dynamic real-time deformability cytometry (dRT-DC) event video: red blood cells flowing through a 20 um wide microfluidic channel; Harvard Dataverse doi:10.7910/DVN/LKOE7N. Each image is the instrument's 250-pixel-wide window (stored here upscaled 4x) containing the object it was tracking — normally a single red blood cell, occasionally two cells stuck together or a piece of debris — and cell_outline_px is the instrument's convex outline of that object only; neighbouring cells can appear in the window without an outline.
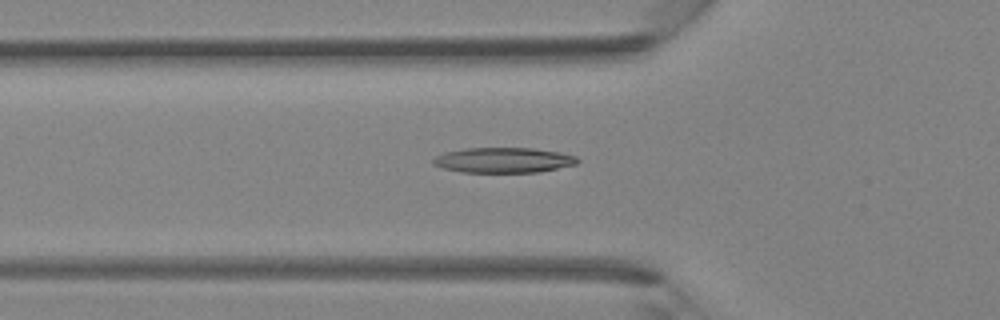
{"species": "Egyptian fruit bat (a non-hibernating species)", "species_latin": "Rousettus aegyptiacus", "temperature_condition": "room temperature", "stored_images_in_passage": 34, "camera_frame_rate_fps": 3000, "um_per_image_px": 0.085, "animal": {"sex": "female"}, "frame": {"image": 1, "passage_image": 7, "time_ms": 2.0, "image_size_px": [1000, 320], "cell_outline_px": [[580, 160], [576, 164], [540, 172], [464, 172], [444, 168], [432, 164], [432, 160], [436, 156], [444, 152], [464, 148], [532, 148], [560, 152], [576, 156]], "centroid_in_image_um": [42.8, 13.6], "position_along_channel_um": 83.0, "area_um2": 21.21}}
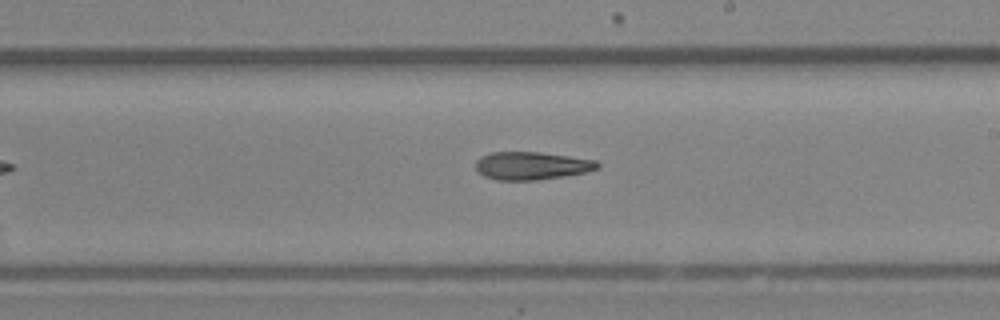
{"frame": {"image": 2, "passage_image": 17, "time_ms": 5.333, "image_size_px": [1000, 320], "cell_outline_px": [[600, 168], [584, 172], [564, 176], [536, 180], [496, 180], [484, 176], [476, 172], [476, 160], [480, 156], [492, 152], [540, 152], [596, 160], [600, 164]], "centroid_in_image_um": [45.16, 14.08], "position_along_channel_um": 243.8, "area_um2": 19.88}}
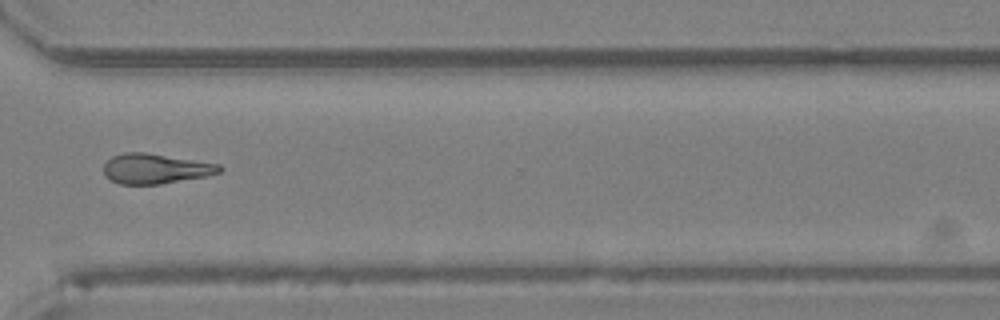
{"frame": {"image": 3, "passage_image": 24, "time_ms": 7.667, "image_size_px": [1000, 320], "cell_outline_px": [[224, 168], [220, 172], [208, 176], [160, 184], [120, 184], [108, 180], [104, 176], [104, 164], [112, 156], [124, 152], [144, 152], [220, 164]], "centroid_in_image_um": [13.2, 14.34], "position_along_channel_um": 357.4, "area_um2": 20.4}}